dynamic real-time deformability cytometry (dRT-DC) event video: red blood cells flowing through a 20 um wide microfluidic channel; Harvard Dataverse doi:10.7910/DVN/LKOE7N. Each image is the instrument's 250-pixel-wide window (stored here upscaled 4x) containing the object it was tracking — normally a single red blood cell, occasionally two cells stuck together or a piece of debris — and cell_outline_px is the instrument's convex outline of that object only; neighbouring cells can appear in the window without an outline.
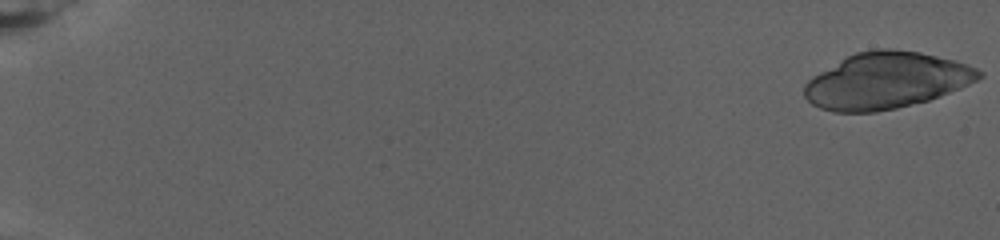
{"species": "human", "species_latin": "Homo sapiens", "temperature_condition": "warm", "stored_images_in_passage": 40, "segment_of_instrument_passage": [1, 2], "camera_frame_rate_fps": 3000, "um_per_image_px": 0.085, "donor": {"sex": "female"}, "frame": {"image": 1, "passage_image": 1, "time_ms": 0.0, "image_size_px": [1000, 240], "cell_outline_px": [[984, 76], [960, 88], [928, 100], [896, 108], [876, 112], [832, 112], [820, 108], [812, 104], [804, 96], [804, 84], [812, 76], [848, 56], [856, 52], [876, 48], [892, 48], [920, 52], [956, 60], [976, 68], [984, 72]], "centroid_in_image_um": [75.33, 6.84], "position_along_channel_um": 9.7, "area_um2": 57.28}}
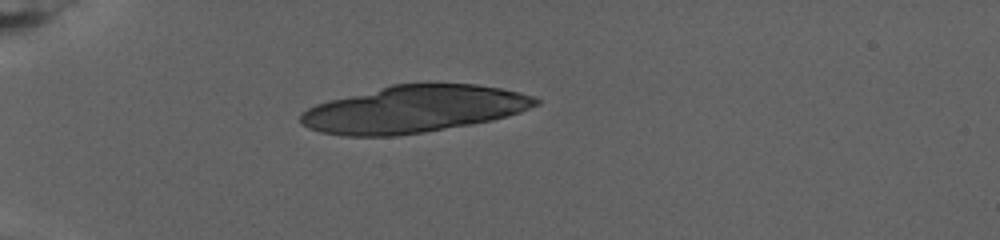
{"frame": {"image": 2, "passage_image": 25, "time_ms": 8.0, "image_size_px": [1000, 240], "cell_outline_px": [[540, 104], [520, 112], [508, 116], [492, 120], [424, 132], [396, 136], [348, 136], [320, 132], [308, 128], [300, 120], [300, 112], [316, 104], [328, 100], [392, 84], [428, 80], [476, 84], [500, 88], [520, 92], [536, 96], [540, 100]], "centroid_in_image_um": [35.21, 9.23], "position_along_channel_um": 49.8, "area_um2": 65.6}}